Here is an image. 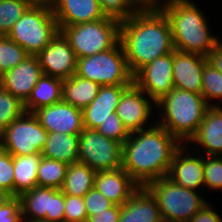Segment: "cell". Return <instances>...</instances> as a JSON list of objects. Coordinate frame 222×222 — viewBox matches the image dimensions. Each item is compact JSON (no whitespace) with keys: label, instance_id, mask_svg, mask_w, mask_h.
<instances>
[{"label":"cell","instance_id":"cell-1","mask_svg":"<svg viewBox=\"0 0 222 222\" xmlns=\"http://www.w3.org/2000/svg\"><path fill=\"white\" fill-rule=\"evenodd\" d=\"M120 43L133 76L146 64L175 50L169 20L161 9H138L122 21Z\"/></svg>","mask_w":222,"mask_h":222},{"label":"cell","instance_id":"cell-2","mask_svg":"<svg viewBox=\"0 0 222 222\" xmlns=\"http://www.w3.org/2000/svg\"><path fill=\"white\" fill-rule=\"evenodd\" d=\"M182 144L165 128L154 125L132 132L123 143L122 168L139 185L168 175L175 151Z\"/></svg>","mask_w":222,"mask_h":222},{"label":"cell","instance_id":"cell-3","mask_svg":"<svg viewBox=\"0 0 222 222\" xmlns=\"http://www.w3.org/2000/svg\"><path fill=\"white\" fill-rule=\"evenodd\" d=\"M161 10L169 20L176 50L207 56L221 41L210 33L205 12L193 1L174 0Z\"/></svg>","mask_w":222,"mask_h":222},{"label":"cell","instance_id":"cell-4","mask_svg":"<svg viewBox=\"0 0 222 222\" xmlns=\"http://www.w3.org/2000/svg\"><path fill=\"white\" fill-rule=\"evenodd\" d=\"M155 106L162 114L155 123L185 145L196 134L209 107L202 95L178 88L172 89Z\"/></svg>","mask_w":222,"mask_h":222},{"label":"cell","instance_id":"cell-5","mask_svg":"<svg viewBox=\"0 0 222 222\" xmlns=\"http://www.w3.org/2000/svg\"><path fill=\"white\" fill-rule=\"evenodd\" d=\"M145 187L156 198L164 222H188L208 202L199 191L184 188L167 176Z\"/></svg>","mask_w":222,"mask_h":222},{"label":"cell","instance_id":"cell-6","mask_svg":"<svg viewBox=\"0 0 222 222\" xmlns=\"http://www.w3.org/2000/svg\"><path fill=\"white\" fill-rule=\"evenodd\" d=\"M120 25V21L105 16L93 22L59 27V30L78 59L113 48L120 41Z\"/></svg>","mask_w":222,"mask_h":222},{"label":"cell","instance_id":"cell-7","mask_svg":"<svg viewBox=\"0 0 222 222\" xmlns=\"http://www.w3.org/2000/svg\"><path fill=\"white\" fill-rule=\"evenodd\" d=\"M59 31L52 9L30 6L7 36L24 48L29 55L36 56Z\"/></svg>","mask_w":222,"mask_h":222},{"label":"cell","instance_id":"cell-8","mask_svg":"<svg viewBox=\"0 0 222 222\" xmlns=\"http://www.w3.org/2000/svg\"><path fill=\"white\" fill-rule=\"evenodd\" d=\"M75 75L89 79L101 86L131 85L133 75L127 66L120 41L111 49L77 59Z\"/></svg>","mask_w":222,"mask_h":222},{"label":"cell","instance_id":"cell-9","mask_svg":"<svg viewBox=\"0 0 222 222\" xmlns=\"http://www.w3.org/2000/svg\"><path fill=\"white\" fill-rule=\"evenodd\" d=\"M48 132L31 112H25L0 133V147L12 156L41 154Z\"/></svg>","mask_w":222,"mask_h":222},{"label":"cell","instance_id":"cell-10","mask_svg":"<svg viewBox=\"0 0 222 222\" xmlns=\"http://www.w3.org/2000/svg\"><path fill=\"white\" fill-rule=\"evenodd\" d=\"M123 144L106 138L97 130L87 129L79 134L78 161L95 172L122 167Z\"/></svg>","mask_w":222,"mask_h":222},{"label":"cell","instance_id":"cell-11","mask_svg":"<svg viewBox=\"0 0 222 222\" xmlns=\"http://www.w3.org/2000/svg\"><path fill=\"white\" fill-rule=\"evenodd\" d=\"M19 198L23 220L64 222V193L60 189L37 186Z\"/></svg>","mask_w":222,"mask_h":222},{"label":"cell","instance_id":"cell-12","mask_svg":"<svg viewBox=\"0 0 222 222\" xmlns=\"http://www.w3.org/2000/svg\"><path fill=\"white\" fill-rule=\"evenodd\" d=\"M148 97L134 82L123 92L116 107V114L129 133L153 126L148 121L152 119L156 103Z\"/></svg>","mask_w":222,"mask_h":222},{"label":"cell","instance_id":"cell-13","mask_svg":"<svg viewBox=\"0 0 222 222\" xmlns=\"http://www.w3.org/2000/svg\"><path fill=\"white\" fill-rule=\"evenodd\" d=\"M133 82L157 103L175 88L173 52L146 64L133 76Z\"/></svg>","mask_w":222,"mask_h":222},{"label":"cell","instance_id":"cell-14","mask_svg":"<svg viewBox=\"0 0 222 222\" xmlns=\"http://www.w3.org/2000/svg\"><path fill=\"white\" fill-rule=\"evenodd\" d=\"M36 56L45 75L65 80L76 73L77 58L60 31Z\"/></svg>","mask_w":222,"mask_h":222},{"label":"cell","instance_id":"cell-15","mask_svg":"<svg viewBox=\"0 0 222 222\" xmlns=\"http://www.w3.org/2000/svg\"><path fill=\"white\" fill-rule=\"evenodd\" d=\"M47 132L80 134L84 130L82 110L63 100L33 112Z\"/></svg>","mask_w":222,"mask_h":222},{"label":"cell","instance_id":"cell-16","mask_svg":"<svg viewBox=\"0 0 222 222\" xmlns=\"http://www.w3.org/2000/svg\"><path fill=\"white\" fill-rule=\"evenodd\" d=\"M188 145L182 144L174 153L167 177L189 190L197 191L204 184L203 155L192 154ZM189 149V150H187ZM192 154V155H190Z\"/></svg>","mask_w":222,"mask_h":222},{"label":"cell","instance_id":"cell-17","mask_svg":"<svg viewBox=\"0 0 222 222\" xmlns=\"http://www.w3.org/2000/svg\"><path fill=\"white\" fill-rule=\"evenodd\" d=\"M42 75L37 56L29 55L0 76V86L25 103Z\"/></svg>","mask_w":222,"mask_h":222},{"label":"cell","instance_id":"cell-18","mask_svg":"<svg viewBox=\"0 0 222 222\" xmlns=\"http://www.w3.org/2000/svg\"><path fill=\"white\" fill-rule=\"evenodd\" d=\"M207 56L174 50L173 82L174 87L201 95L202 77Z\"/></svg>","mask_w":222,"mask_h":222},{"label":"cell","instance_id":"cell-19","mask_svg":"<svg viewBox=\"0 0 222 222\" xmlns=\"http://www.w3.org/2000/svg\"><path fill=\"white\" fill-rule=\"evenodd\" d=\"M129 86H101L98 95L82 110L84 128L96 130L101 123L113 117L123 92Z\"/></svg>","mask_w":222,"mask_h":222},{"label":"cell","instance_id":"cell-20","mask_svg":"<svg viewBox=\"0 0 222 222\" xmlns=\"http://www.w3.org/2000/svg\"><path fill=\"white\" fill-rule=\"evenodd\" d=\"M139 187L122 167L95 174L94 188L114 205L122 206Z\"/></svg>","mask_w":222,"mask_h":222},{"label":"cell","instance_id":"cell-21","mask_svg":"<svg viewBox=\"0 0 222 222\" xmlns=\"http://www.w3.org/2000/svg\"><path fill=\"white\" fill-rule=\"evenodd\" d=\"M52 10L58 27L93 22L105 17L98 0H58Z\"/></svg>","mask_w":222,"mask_h":222},{"label":"cell","instance_id":"cell-22","mask_svg":"<svg viewBox=\"0 0 222 222\" xmlns=\"http://www.w3.org/2000/svg\"><path fill=\"white\" fill-rule=\"evenodd\" d=\"M222 106L208 107L196 134L189 140L204 155L222 156ZM204 148V149H203Z\"/></svg>","mask_w":222,"mask_h":222},{"label":"cell","instance_id":"cell-23","mask_svg":"<svg viewBox=\"0 0 222 222\" xmlns=\"http://www.w3.org/2000/svg\"><path fill=\"white\" fill-rule=\"evenodd\" d=\"M119 222H163L156 198L145 186L121 206Z\"/></svg>","mask_w":222,"mask_h":222},{"label":"cell","instance_id":"cell-24","mask_svg":"<svg viewBox=\"0 0 222 222\" xmlns=\"http://www.w3.org/2000/svg\"><path fill=\"white\" fill-rule=\"evenodd\" d=\"M78 146L79 134L48 132L41 155L69 165L78 162Z\"/></svg>","mask_w":222,"mask_h":222},{"label":"cell","instance_id":"cell-25","mask_svg":"<svg viewBox=\"0 0 222 222\" xmlns=\"http://www.w3.org/2000/svg\"><path fill=\"white\" fill-rule=\"evenodd\" d=\"M101 85L73 75L62 82V100L83 110L98 95Z\"/></svg>","mask_w":222,"mask_h":222},{"label":"cell","instance_id":"cell-26","mask_svg":"<svg viewBox=\"0 0 222 222\" xmlns=\"http://www.w3.org/2000/svg\"><path fill=\"white\" fill-rule=\"evenodd\" d=\"M63 80L43 74L24 103L26 112L55 104L62 100Z\"/></svg>","mask_w":222,"mask_h":222},{"label":"cell","instance_id":"cell-27","mask_svg":"<svg viewBox=\"0 0 222 222\" xmlns=\"http://www.w3.org/2000/svg\"><path fill=\"white\" fill-rule=\"evenodd\" d=\"M41 158V154L13 156L14 196H20L37 187V170Z\"/></svg>","mask_w":222,"mask_h":222},{"label":"cell","instance_id":"cell-28","mask_svg":"<svg viewBox=\"0 0 222 222\" xmlns=\"http://www.w3.org/2000/svg\"><path fill=\"white\" fill-rule=\"evenodd\" d=\"M96 172L81 162L69 164L61 191L67 195L84 197L94 187Z\"/></svg>","mask_w":222,"mask_h":222},{"label":"cell","instance_id":"cell-29","mask_svg":"<svg viewBox=\"0 0 222 222\" xmlns=\"http://www.w3.org/2000/svg\"><path fill=\"white\" fill-rule=\"evenodd\" d=\"M67 167L66 163L42 157L37 170V186L61 189Z\"/></svg>","mask_w":222,"mask_h":222},{"label":"cell","instance_id":"cell-30","mask_svg":"<svg viewBox=\"0 0 222 222\" xmlns=\"http://www.w3.org/2000/svg\"><path fill=\"white\" fill-rule=\"evenodd\" d=\"M201 95L209 107L221 106L216 100L222 99V73L208 62L204 66Z\"/></svg>","mask_w":222,"mask_h":222},{"label":"cell","instance_id":"cell-31","mask_svg":"<svg viewBox=\"0 0 222 222\" xmlns=\"http://www.w3.org/2000/svg\"><path fill=\"white\" fill-rule=\"evenodd\" d=\"M29 54L7 35L0 39V76L24 61Z\"/></svg>","mask_w":222,"mask_h":222},{"label":"cell","instance_id":"cell-32","mask_svg":"<svg viewBox=\"0 0 222 222\" xmlns=\"http://www.w3.org/2000/svg\"><path fill=\"white\" fill-rule=\"evenodd\" d=\"M25 112L24 103L0 86V133Z\"/></svg>","mask_w":222,"mask_h":222},{"label":"cell","instance_id":"cell-33","mask_svg":"<svg viewBox=\"0 0 222 222\" xmlns=\"http://www.w3.org/2000/svg\"><path fill=\"white\" fill-rule=\"evenodd\" d=\"M30 5L25 0H0V33L8 35Z\"/></svg>","mask_w":222,"mask_h":222},{"label":"cell","instance_id":"cell-34","mask_svg":"<svg viewBox=\"0 0 222 222\" xmlns=\"http://www.w3.org/2000/svg\"><path fill=\"white\" fill-rule=\"evenodd\" d=\"M203 172L206 188L222 190V156L203 155Z\"/></svg>","mask_w":222,"mask_h":222},{"label":"cell","instance_id":"cell-35","mask_svg":"<svg viewBox=\"0 0 222 222\" xmlns=\"http://www.w3.org/2000/svg\"><path fill=\"white\" fill-rule=\"evenodd\" d=\"M98 2L106 17L120 22L129 19L138 10L132 0H98Z\"/></svg>","mask_w":222,"mask_h":222},{"label":"cell","instance_id":"cell-36","mask_svg":"<svg viewBox=\"0 0 222 222\" xmlns=\"http://www.w3.org/2000/svg\"><path fill=\"white\" fill-rule=\"evenodd\" d=\"M96 130L106 138L115 140L122 144L129 138L130 135L120 118L117 116L116 112H113V117H110L101 123Z\"/></svg>","mask_w":222,"mask_h":222},{"label":"cell","instance_id":"cell-37","mask_svg":"<svg viewBox=\"0 0 222 222\" xmlns=\"http://www.w3.org/2000/svg\"><path fill=\"white\" fill-rule=\"evenodd\" d=\"M65 210L64 222H86L87 213L84 198L64 194Z\"/></svg>","mask_w":222,"mask_h":222},{"label":"cell","instance_id":"cell-38","mask_svg":"<svg viewBox=\"0 0 222 222\" xmlns=\"http://www.w3.org/2000/svg\"><path fill=\"white\" fill-rule=\"evenodd\" d=\"M0 187L14 196L13 156L0 147Z\"/></svg>","mask_w":222,"mask_h":222},{"label":"cell","instance_id":"cell-39","mask_svg":"<svg viewBox=\"0 0 222 222\" xmlns=\"http://www.w3.org/2000/svg\"><path fill=\"white\" fill-rule=\"evenodd\" d=\"M83 198L87 216L94 215L95 212L104 211L113 205L111 201L94 187Z\"/></svg>","mask_w":222,"mask_h":222},{"label":"cell","instance_id":"cell-40","mask_svg":"<svg viewBox=\"0 0 222 222\" xmlns=\"http://www.w3.org/2000/svg\"><path fill=\"white\" fill-rule=\"evenodd\" d=\"M0 222H24L19 196H13L0 207Z\"/></svg>","mask_w":222,"mask_h":222},{"label":"cell","instance_id":"cell-41","mask_svg":"<svg viewBox=\"0 0 222 222\" xmlns=\"http://www.w3.org/2000/svg\"><path fill=\"white\" fill-rule=\"evenodd\" d=\"M121 206L112 205L110 208L95 212L94 215L88 216L86 222H119Z\"/></svg>","mask_w":222,"mask_h":222},{"label":"cell","instance_id":"cell-42","mask_svg":"<svg viewBox=\"0 0 222 222\" xmlns=\"http://www.w3.org/2000/svg\"><path fill=\"white\" fill-rule=\"evenodd\" d=\"M213 207L214 205L207 202L188 222H222V215L212 209Z\"/></svg>","mask_w":222,"mask_h":222},{"label":"cell","instance_id":"cell-43","mask_svg":"<svg viewBox=\"0 0 222 222\" xmlns=\"http://www.w3.org/2000/svg\"><path fill=\"white\" fill-rule=\"evenodd\" d=\"M207 61L220 73H222V42L220 41L216 47L207 55Z\"/></svg>","mask_w":222,"mask_h":222},{"label":"cell","instance_id":"cell-44","mask_svg":"<svg viewBox=\"0 0 222 222\" xmlns=\"http://www.w3.org/2000/svg\"><path fill=\"white\" fill-rule=\"evenodd\" d=\"M174 0H132L138 9H161Z\"/></svg>","mask_w":222,"mask_h":222},{"label":"cell","instance_id":"cell-45","mask_svg":"<svg viewBox=\"0 0 222 222\" xmlns=\"http://www.w3.org/2000/svg\"><path fill=\"white\" fill-rule=\"evenodd\" d=\"M30 6L53 9L58 0H25Z\"/></svg>","mask_w":222,"mask_h":222},{"label":"cell","instance_id":"cell-46","mask_svg":"<svg viewBox=\"0 0 222 222\" xmlns=\"http://www.w3.org/2000/svg\"><path fill=\"white\" fill-rule=\"evenodd\" d=\"M12 197L13 195L11 193L0 187V207L8 202Z\"/></svg>","mask_w":222,"mask_h":222},{"label":"cell","instance_id":"cell-47","mask_svg":"<svg viewBox=\"0 0 222 222\" xmlns=\"http://www.w3.org/2000/svg\"><path fill=\"white\" fill-rule=\"evenodd\" d=\"M24 222H50L45 220H24Z\"/></svg>","mask_w":222,"mask_h":222}]
</instances>
